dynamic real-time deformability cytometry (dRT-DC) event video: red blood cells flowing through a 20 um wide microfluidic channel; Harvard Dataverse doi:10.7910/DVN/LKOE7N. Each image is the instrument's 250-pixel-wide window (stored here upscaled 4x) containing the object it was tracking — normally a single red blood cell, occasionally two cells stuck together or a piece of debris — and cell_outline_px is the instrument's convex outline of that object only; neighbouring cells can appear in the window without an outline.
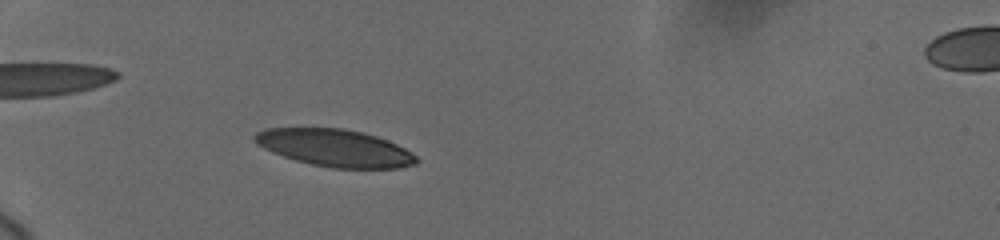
{"species": "human", "species_latin": "Homo sapiens", "temperature_condition": "cold", "stored_images_in_passage": 16, "camera_frame_rate_fps": 3000, "um_per_image_px": 0.085, "donor": {"sex": "female"}, "frame": {"image": 1, "passage_image": 7, "time_ms": 4.0, "image_size_px": [1000, 240], "cell_outline_px": [[416, 164], [400, 168], [332, 168], [312, 164], [296, 160], [272, 152], [256, 144], [252, 140], [252, 136], [256, 132], [264, 128], [344, 128], [364, 132], [388, 140], [412, 152], [416, 156]], "centroid_in_image_um": [28.44, 12.56], "position_along_channel_um": 56.6, "area_um2": 35.2}}
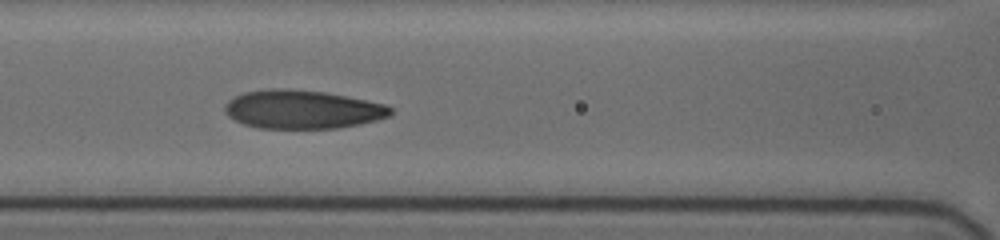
{"frame": {"image": 2, "passage_image": 13, "time_ms": 7.0, "image_size_px": [1000, 240], "cell_outline_px": [[392, 112], [388, 116], [376, 120], [360, 124], [336, 128], [256, 128], [244, 124], [228, 116], [224, 112], [224, 104], [228, 100], [244, 92], [272, 88], [292, 88], [324, 92], [384, 104], [392, 108]], "centroid_in_image_um": [25.65, 9.3], "position_along_channel_um": 141.0, "area_um2": 37.17}}
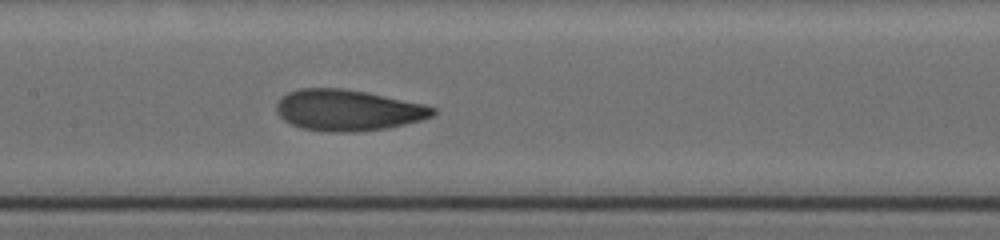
{"frame": {"image": 3, "passage_image": 16, "time_ms": 8.0, "image_size_px": [1000, 240], "cell_outline_px": [[436, 112], [432, 116], [424, 120], [388, 128], [352, 132], [324, 132], [300, 128], [284, 120], [276, 112], [276, 100], [280, 96], [288, 92], [300, 88], [344, 88], [368, 92], [424, 104], [436, 108]], "centroid_in_image_um": [29.55, 9.36], "position_along_channel_um": 177.8, "area_um2": 37.97}}